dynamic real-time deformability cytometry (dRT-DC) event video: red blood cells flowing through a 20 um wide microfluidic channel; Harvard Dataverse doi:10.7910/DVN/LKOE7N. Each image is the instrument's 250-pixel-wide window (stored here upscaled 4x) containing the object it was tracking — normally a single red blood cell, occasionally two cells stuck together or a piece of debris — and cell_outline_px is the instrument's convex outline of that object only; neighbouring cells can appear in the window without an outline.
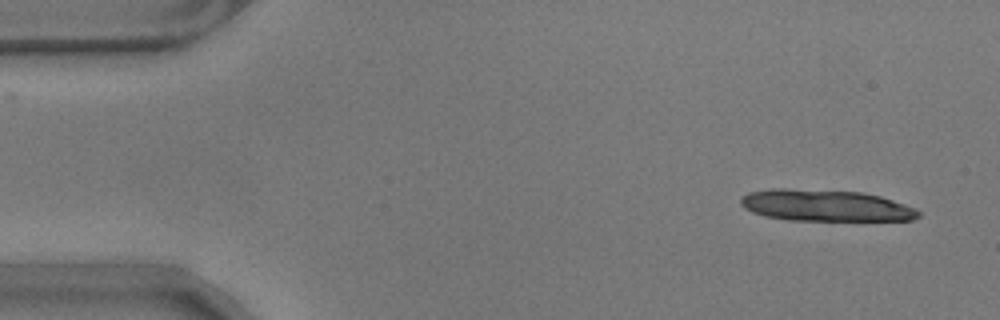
{"species": "common noctule bat (a hibernating species)", "species_latin": "Nyctalus noctula", "temperature_condition": "warm", "stored_images_in_passage": 13, "camera_frame_rate_fps": 3000, "um_per_image_px": 0.085, "animal": {"sex": "male", "body_mass_g": 17.9}, "frame": {"image": 1, "passage_image": 2, "time_ms": 0.333, "image_size_px": [1000, 320], "cell_outline_px": [[920, 216], [912, 220], [788, 220], [764, 216], [752, 212], [744, 208], [740, 204], [740, 196], [748, 192], [772, 188], [784, 188], [860, 192], [880, 196], [916, 208], [920, 212]], "centroid_in_image_um": [70.12, 17.46], "position_along_channel_um": 14.9, "area_um2": 32.71}}